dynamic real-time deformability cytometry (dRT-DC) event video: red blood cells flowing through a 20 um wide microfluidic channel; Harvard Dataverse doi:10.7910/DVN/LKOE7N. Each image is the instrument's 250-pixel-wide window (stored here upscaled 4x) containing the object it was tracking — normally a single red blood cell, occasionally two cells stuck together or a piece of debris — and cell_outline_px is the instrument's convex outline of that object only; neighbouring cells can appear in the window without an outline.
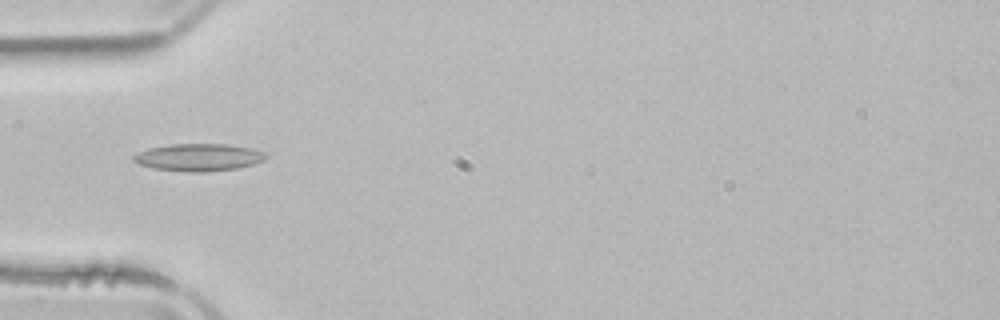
{"species": "common noctule bat (a hibernating species)", "species_latin": "Nyctalus noctula", "temperature_condition": "room temperature", "stored_images_in_passage": 4, "camera_frame_rate_fps": 3000, "um_per_image_px": 0.085, "animal": {"sex": "male", "body_mass_g": 21.5, "forearm_length_mm": 52.0}, "frame": {"image": 1, "passage_image": 4, "time_ms": 4.333, "image_size_px": [1000, 320], "cell_outline_px": [[268, 156], [264, 160], [252, 164], [236, 168], [204, 172], [188, 172], [152, 168], [140, 164], [132, 160], [132, 156], [148, 148], [172, 144], [228, 144], [248, 148], [264, 152]], "centroid_in_image_um": [16.86, 13.37], "position_along_channel_um": 68.1, "area_um2": 20.92}}